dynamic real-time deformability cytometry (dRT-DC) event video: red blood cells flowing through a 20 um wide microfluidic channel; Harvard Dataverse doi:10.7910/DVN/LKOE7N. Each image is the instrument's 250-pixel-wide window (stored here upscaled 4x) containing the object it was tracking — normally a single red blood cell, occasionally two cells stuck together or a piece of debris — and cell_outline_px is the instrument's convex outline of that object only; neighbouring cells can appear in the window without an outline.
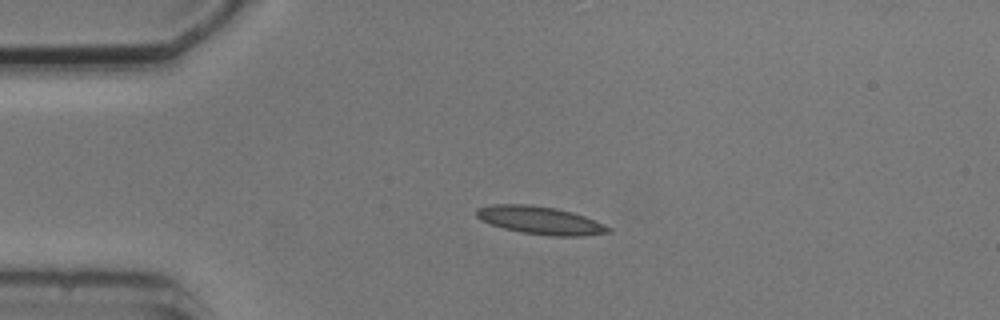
{"species": "common noctule bat (a hibernating species)", "species_latin": "Nyctalus noctula", "temperature_condition": "cold", "stored_images_in_passage": 3, "camera_frame_rate_fps": 3000, "um_per_image_px": 0.085, "animal": {"sex": "male", "body_mass_g": 20.5, "forearm_length_mm": 52.5}, "frame": {"image": 1, "passage_image": 1, "time_ms": 0.0, "image_size_px": [1000, 320], "cell_outline_px": [[612, 232], [584, 236], [548, 236], [524, 232], [504, 228], [480, 220], [476, 216], [476, 208], [492, 204], [528, 204], [556, 208], [572, 212], [584, 216], [604, 224], [612, 228]], "centroid_in_image_um": [45.93, 18.72], "position_along_channel_um": 39.1, "area_um2": 21.44}}